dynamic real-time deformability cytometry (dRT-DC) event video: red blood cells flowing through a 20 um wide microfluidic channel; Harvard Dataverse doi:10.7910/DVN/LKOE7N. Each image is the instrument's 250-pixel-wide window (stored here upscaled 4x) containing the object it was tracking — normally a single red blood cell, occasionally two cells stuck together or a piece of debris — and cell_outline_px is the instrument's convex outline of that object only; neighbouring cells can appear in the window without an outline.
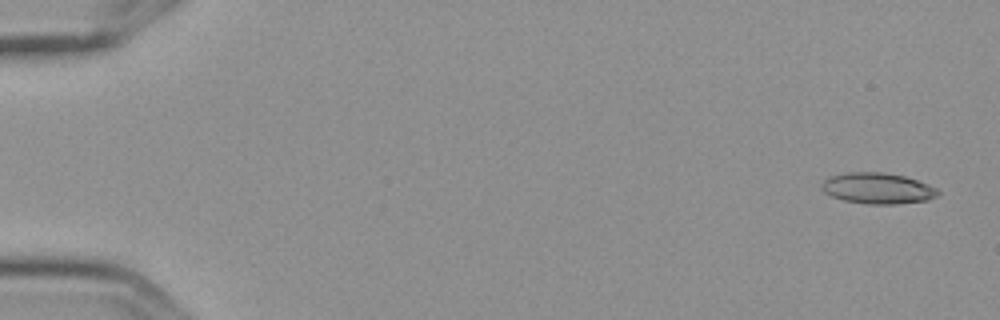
{"species": "Egyptian fruit bat (a non-hibernating species)", "species_latin": "Rousettus aegyptiacus", "temperature_condition": "cold", "stored_images_in_passage": 8, "camera_frame_rate_fps": 3000, "um_per_image_px": 0.085, "frame": {"image": 1, "passage_image": 1, "time_ms": 0.0, "image_size_px": [1000, 320], "cell_outline_px": [[940, 192], [936, 196], [928, 200], [896, 204], [868, 204], [844, 200], [832, 196], [824, 192], [820, 188], [820, 184], [824, 180], [832, 176], [848, 172], [880, 172], [904, 176], [928, 184], [936, 188]], "centroid_in_image_um": [74.59, 16.01], "position_along_channel_um": 10.4, "area_um2": 20.87}}
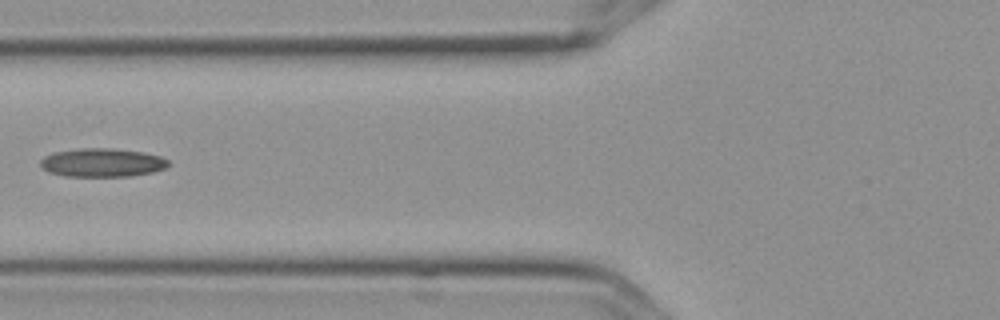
{"frame": {"image": 2, "passage_image": 7, "time_ms": 2.0, "image_size_px": [1000, 320], "cell_outline_px": [[168, 164], [164, 168], [152, 172], [128, 176], [64, 176], [48, 172], [40, 164], [40, 160], [44, 156], [52, 152], [80, 148], [112, 148], [144, 152], [160, 156], [168, 160]], "centroid_in_image_um": [8.65, 13.81], "position_along_channel_um": 117.2, "area_um2": 21.27}}
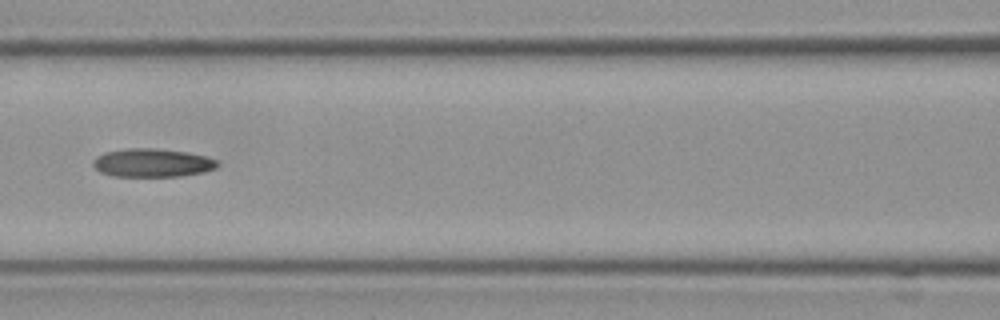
{"frame": {"image": 3, "passage_image": 8, "time_ms": 2.333, "image_size_px": [1000, 320], "cell_outline_px": [[220, 164], [216, 168], [204, 172], [180, 176], [116, 176], [100, 172], [92, 164], [92, 160], [96, 156], [104, 152], [128, 148], [156, 148], [188, 152], [204, 156], [216, 160]], "centroid_in_image_um": [12.94, 13.83], "position_along_channel_um": 153.7, "area_um2": 20.63}}